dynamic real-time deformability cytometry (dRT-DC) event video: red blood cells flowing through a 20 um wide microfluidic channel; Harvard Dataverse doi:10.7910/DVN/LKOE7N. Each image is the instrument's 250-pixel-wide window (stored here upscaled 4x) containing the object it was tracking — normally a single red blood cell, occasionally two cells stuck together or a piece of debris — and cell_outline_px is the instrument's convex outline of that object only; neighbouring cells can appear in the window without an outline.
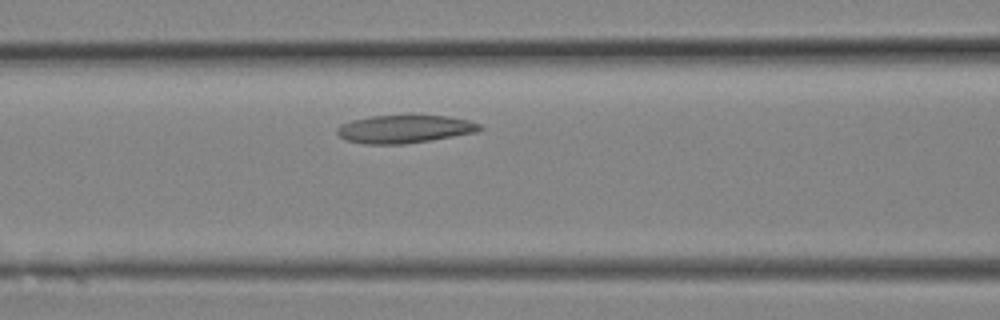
{"species": "Egyptian fruit bat (a non-hibernating species)", "species_latin": "Rousettus aegyptiacus", "temperature_condition": "room temperature", "stored_images_in_passage": 5, "camera_frame_rate_fps": 3000, "um_per_image_px": 0.085, "animal": {"sex": "female"}, "frame": {"image": 1, "passage_image": 5, "time_ms": 1.333, "image_size_px": [1000, 320], "cell_outline_px": [[484, 128], [476, 132], [404, 144], [364, 144], [344, 140], [336, 132], [336, 128], [340, 124], [352, 120], [372, 116], [412, 112], [448, 116], [468, 120], [480, 124]], "centroid_in_image_um": [34.37, 10.92], "position_along_channel_um": 132.2, "area_um2": 24.16}}